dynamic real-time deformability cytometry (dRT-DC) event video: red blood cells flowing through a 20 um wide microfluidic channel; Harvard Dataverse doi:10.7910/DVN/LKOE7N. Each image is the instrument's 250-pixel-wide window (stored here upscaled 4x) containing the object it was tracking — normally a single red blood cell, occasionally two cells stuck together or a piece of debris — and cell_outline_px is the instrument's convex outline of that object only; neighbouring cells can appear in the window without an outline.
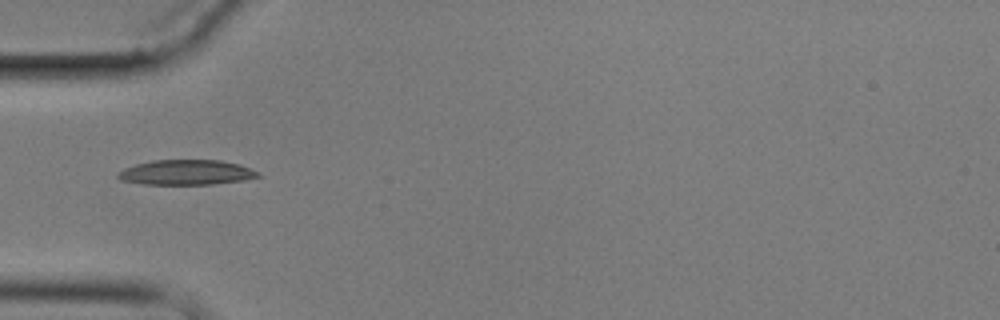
{"species": "common noctule bat (a hibernating species)", "species_latin": "Nyctalus noctula", "temperature_condition": "cold", "stored_images_in_passage": 9, "camera_frame_rate_fps": 3000, "um_per_image_px": 0.085, "animal": {"sex": "male", "body_mass_g": 17.9}, "frame": {"image": 1, "passage_image": 6, "time_ms": 5.667, "image_size_px": [1000, 320], "cell_outline_px": [[264, 176], [244, 180], [212, 184], [144, 184], [120, 180], [116, 176], [124, 168], [136, 164], [152, 160], [220, 160], [240, 164]], "centroid_in_image_um": [15.84, 14.65], "position_along_channel_um": 69.2, "area_um2": 20.35}}
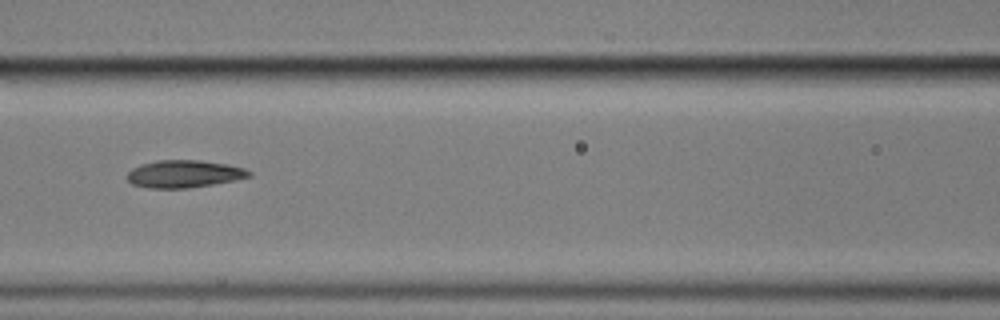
{"frame": {"image": 2, "passage_image": 8, "time_ms": 8.0, "image_size_px": [1000, 320], "cell_outline_px": [[252, 176], [236, 180], [188, 188], [148, 188], [132, 184], [128, 180], [128, 172], [132, 168], [140, 164], [156, 160], [200, 160], [228, 164], [244, 168], [252, 172]], "centroid_in_image_um": [15.66, 14.77], "position_along_channel_um": 150.9, "area_um2": 19.59}}
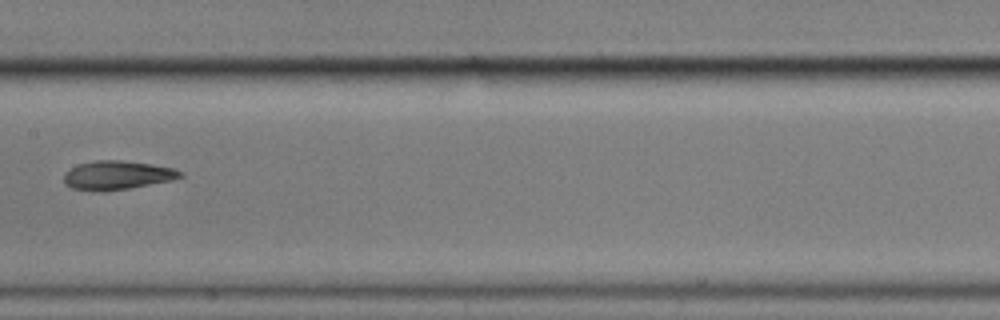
{"frame": {"image": 3, "passage_image": 9, "time_ms": 9.333, "image_size_px": [1000, 320], "cell_outline_px": [[184, 176], [172, 180], [128, 188], [104, 192], [100, 192], [72, 188], [64, 184], [64, 172], [80, 164], [96, 160], [120, 160], [152, 164], [176, 168], [184, 172]], "centroid_in_image_um": [9.98, 14.89], "position_along_channel_um": 197.4, "area_um2": 19.65}}